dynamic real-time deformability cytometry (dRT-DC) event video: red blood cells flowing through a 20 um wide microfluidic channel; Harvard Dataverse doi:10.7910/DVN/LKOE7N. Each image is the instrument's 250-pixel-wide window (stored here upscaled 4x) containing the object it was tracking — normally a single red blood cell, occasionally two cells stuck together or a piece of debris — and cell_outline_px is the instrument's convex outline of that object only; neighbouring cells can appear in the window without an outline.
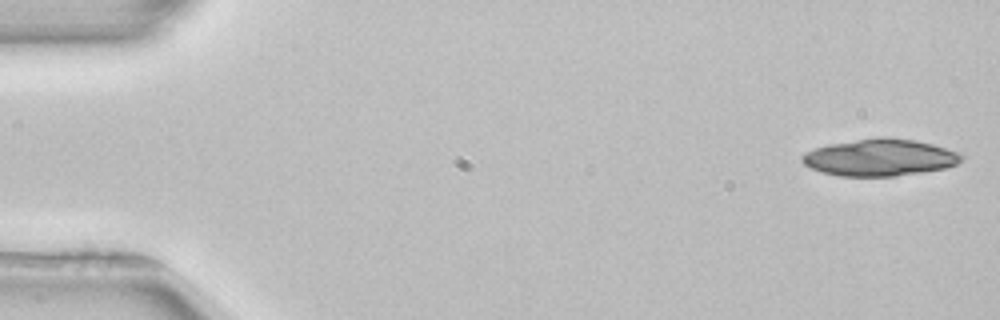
{"species": "common noctule bat (a hibernating species)", "species_latin": "Nyctalus noctula", "temperature_condition": "room temperature", "stored_images_in_passage": 29, "camera_frame_rate_fps": 3000, "um_per_image_px": 0.085, "animal": {"sex": "female", "body_mass_g": 22.7, "forearm_length_mm": 54.2}, "frame": {"image": 1, "passage_image": 1, "time_ms": 0.0, "image_size_px": [1000, 320], "cell_outline_px": [[964, 156], [956, 164], [944, 168], [920, 172], [892, 176], [840, 176], [824, 172], [812, 168], [804, 164], [800, 160], [800, 156], [804, 152], [828, 144], [880, 136], [884, 136], [916, 140], [932, 144], [956, 152]], "centroid_in_image_um": [74.74, 13.37], "position_along_channel_um": 10.3, "area_um2": 34.04}}